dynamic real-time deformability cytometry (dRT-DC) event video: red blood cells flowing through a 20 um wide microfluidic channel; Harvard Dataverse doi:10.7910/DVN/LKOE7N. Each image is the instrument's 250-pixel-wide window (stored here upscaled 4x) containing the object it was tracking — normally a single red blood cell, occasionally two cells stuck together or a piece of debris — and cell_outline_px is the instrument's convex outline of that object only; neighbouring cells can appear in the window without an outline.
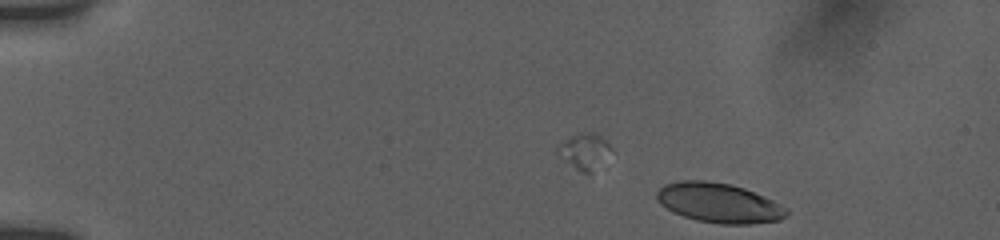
{"species": "human", "species_latin": "Homo sapiens", "temperature_condition": "room temperature", "stored_images_in_passage": 26, "camera_frame_rate_fps": 3000, "um_per_image_px": 0.085, "donor": {"sex": "female"}, "frame": {"image": 1, "passage_image": 26, "time_ms": 4.667, "image_size_px": [1000, 240], "cell_outline_px": [[788, 212], [780, 220], [748, 224], [720, 224], [696, 220], [684, 216], [660, 204], [656, 196], [656, 192], [664, 184], [680, 180], [704, 180], [732, 184], [744, 188], [764, 196], [788, 208]], "centroid_in_image_um": [61.11, 17.23], "position_along_channel_um": 23.9, "area_um2": 29.88}}